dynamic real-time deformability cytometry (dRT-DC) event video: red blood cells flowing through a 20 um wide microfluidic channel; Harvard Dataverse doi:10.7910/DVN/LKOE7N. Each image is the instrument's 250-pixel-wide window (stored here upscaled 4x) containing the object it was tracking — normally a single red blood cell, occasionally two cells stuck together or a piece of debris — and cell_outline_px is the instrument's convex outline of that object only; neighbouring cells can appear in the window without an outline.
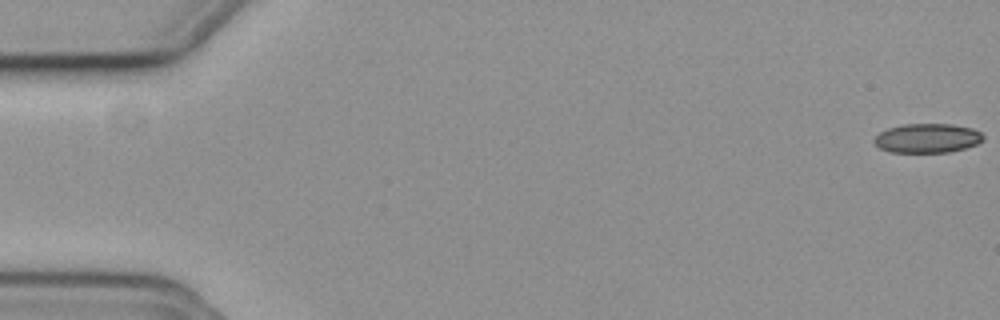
{"species": "common noctule bat (a hibernating species)", "species_latin": "Nyctalus noctula", "temperature_condition": "cold", "stored_images_in_passage": 22, "camera_frame_rate_fps": 3000, "um_per_image_px": 0.085, "animal": {"sex": "female", "body_mass_g": 19.3, "forearm_length_mm": 54.1}, "frame": {"image": 1, "passage_image": 1, "time_ms": 0.0, "image_size_px": [1000, 320], "cell_outline_px": [[984, 140], [976, 144], [964, 148], [948, 152], [888, 152], [880, 148], [872, 140], [880, 132], [888, 128], [904, 124], [952, 124], [972, 128], [980, 132], [984, 136]], "centroid_in_image_um": [78.82, 11.74], "position_along_channel_um": 6.2, "area_um2": 18.55}}
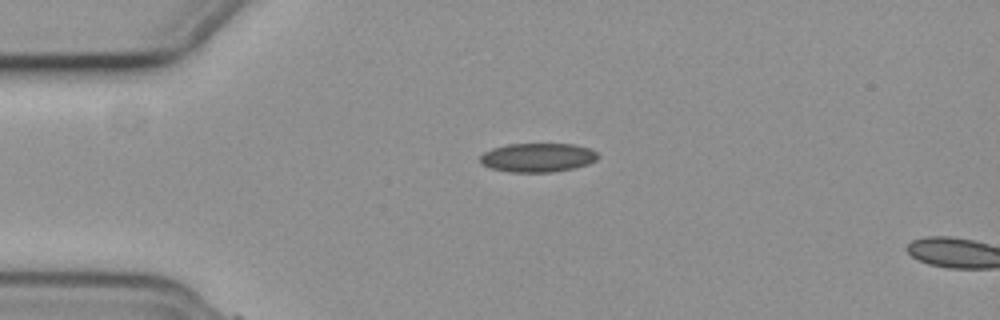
{"frame": {"image": 2, "passage_image": 14, "time_ms": 4.333, "image_size_px": [1000, 320], "cell_outline_px": [[600, 156], [596, 160], [588, 164], [572, 168], [552, 172], [508, 172], [488, 168], [480, 164], [480, 156], [484, 152], [492, 148], [508, 144], [572, 144], [588, 148], [596, 152]], "centroid_in_image_um": [45.66, 13.4], "position_along_channel_um": 39.3, "area_um2": 19.94}}